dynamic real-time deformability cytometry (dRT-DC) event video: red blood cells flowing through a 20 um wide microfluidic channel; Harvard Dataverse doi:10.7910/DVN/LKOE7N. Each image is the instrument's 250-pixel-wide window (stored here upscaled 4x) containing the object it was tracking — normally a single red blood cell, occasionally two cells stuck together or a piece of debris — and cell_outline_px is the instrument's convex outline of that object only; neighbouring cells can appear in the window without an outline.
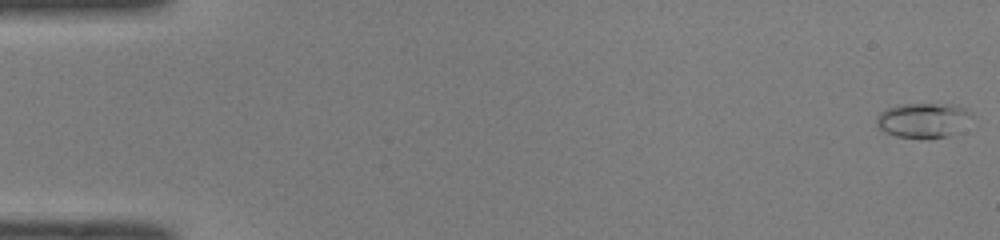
{"species": "common noctule bat (a hibernating species)", "species_latin": "Nyctalus noctula", "temperature_condition": "room temperature", "stored_images_in_passage": 50, "camera_frame_rate_fps": 3000, "um_per_image_px": 0.085, "animal": {"sex": "male", "body_mass_g": 19.0, "forearm_length_mm": 50.8}, "frame": {"image": 1, "passage_image": 1, "time_ms": 0.0, "image_size_px": [1000, 240], "cell_outline_px": [[972, 116], [948, 136], [928, 140], [896, 136], [884, 132], [876, 124], [876, 116], [880, 112], [896, 104], [956, 104], [964, 108]], "centroid_in_image_um": [78.38, 10.22], "position_along_channel_um": 6.6, "area_um2": 19.25}}
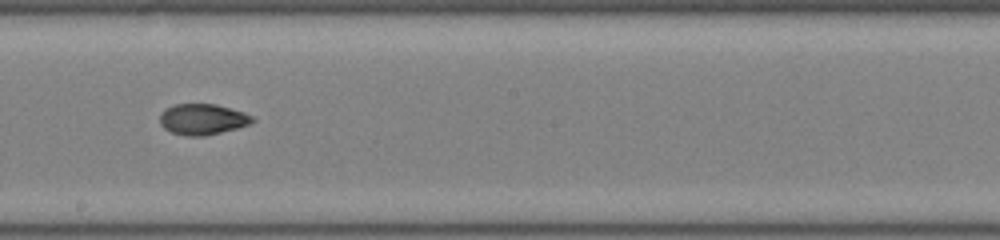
{"frame": {"image": 2, "passage_image": 29, "time_ms": 9.333, "image_size_px": [1000, 240], "cell_outline_px": [[256, 120], [248, 124], [236, 128], [204, 136], [188, 136], [172, 132], [164, 128], [160, 124], [160, 116], [164, 108], [176, 104], [216, 104], [244, 112], [252, 116]], "centroid_in_image_um": [17.2, 10.13], "position_along_channel_um": 231.0, "area_um2": 16.53}}
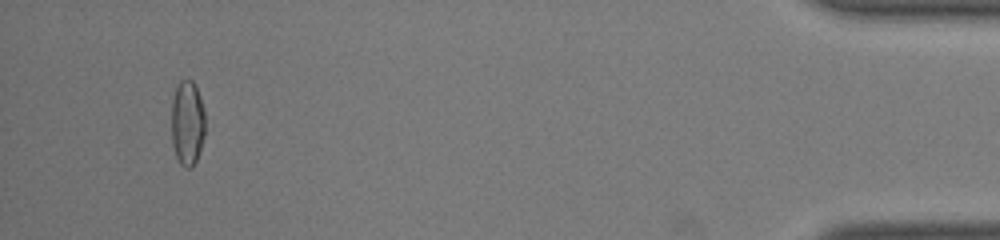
{"frame": {"image": 3, "passage_image": 48, "time_ms": 15.667, "image_size_px": [1000, 240], "cell_outline_px": [[204, 136], [196, 160], [188, 168], [184, 168], [180, 164], [176, 156], [172, 144], [172, 100], [176, 84], [180, 80], [192, 80], [200, 96], [204, 108]], "centroid_in_image_um": [15.91, 10.42], "position_along_channel_um": 419.3, "area_um2": 16.65}, "authors_computed_cell_mechanics": {"area_um2": 16.6464, "velocity_mm_per_s": 4.1058, "shape_relaxation_time_tau1_ms": null, "shape_relaxation_time_tau2_ms": 2.7051, "deformation_change_tau1": null, "deformation_change_tau2": 0.0791}}